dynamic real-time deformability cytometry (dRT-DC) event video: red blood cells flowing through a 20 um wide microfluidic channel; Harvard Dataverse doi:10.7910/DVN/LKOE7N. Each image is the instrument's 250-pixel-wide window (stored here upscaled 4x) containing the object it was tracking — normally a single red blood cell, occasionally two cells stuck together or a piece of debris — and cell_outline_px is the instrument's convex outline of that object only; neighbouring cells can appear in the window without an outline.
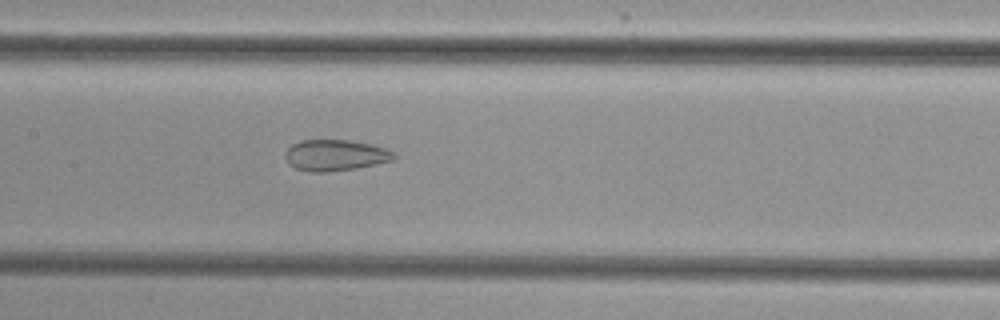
{"species": "common noctule bat (a hibernating species)", "species_latin": "Nyctalus noctula", "temperature_condition": "cold", "stored_images_in_passage": 52, "camera_frame_rate_fps": 3000, "um_per_image_px": 0.085, "animal": {"sex": "female", "body_mass_g": 29.2, "forearm_length_mm": 56.3}, "frame": {"image": 1, "passage_image": 25, "time_ms": 8.0, "image_size_px": [1000, 320], "cell_outline_px": [[396, 160], [356, 168], [328, 172], [312, 172], [296, 168], [288, 164], [284, 156], [284, 152], [292, 144], [300, 140], [348, 140], [372, 144], [388, 148], [396, 152]], "centroid_in_image_um": [28.53, 13.19], "position_along_channel_um": 178.9, "area_um2": 20.06}}
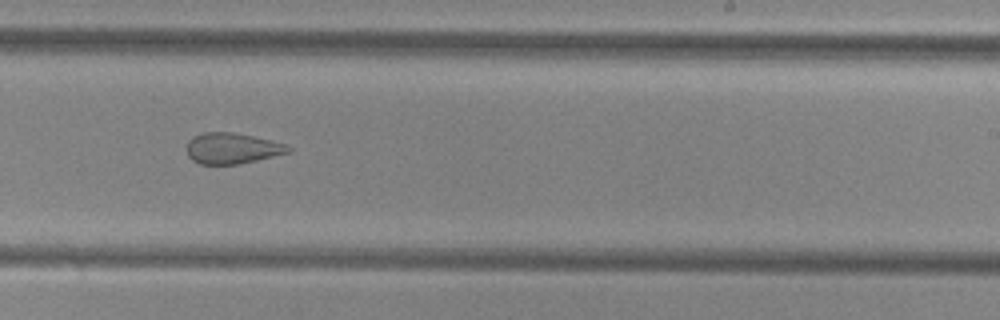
{"frame": {"image": 2, "passage_image": 32, "time_ms": 10.333, "image_size_px": [1000, 320], "cell_outline_px": [[292, 152], [256, 160], [236, 164], [200, 164], [192, 160], [188, 156], [188, 140], [192, 136], [204, 132], [232, 132], [272, 140], [288, 144], [292, 148]], "centroid_in_image_um": [19.76, 12.6], "position_along_channel_um": 269.2, "area_um2": 18.32}}
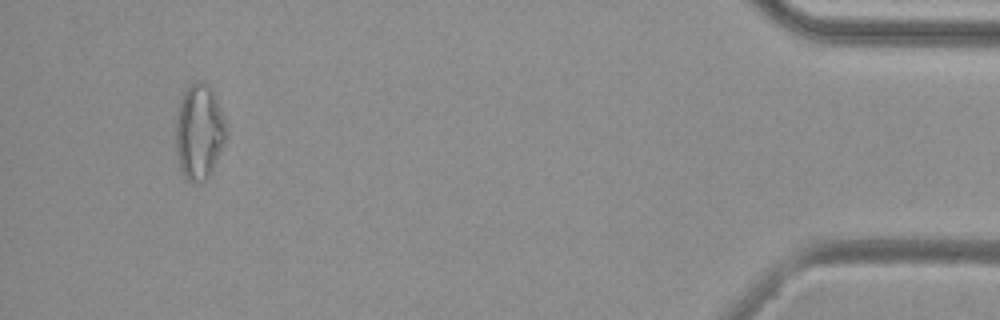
{"frame": {"image": 3, "passage_image": 49, "time_ms": 16.0, "image_size_px": [1000, 320], "cell_outline_px": [[228, 136], [208, 176], [204, 180], [196, 184], [192, 184], [180, 172], [176, 156], [176, 116], [180, 100], [188, 84], [196, 80], [204, 80], [208, 84], [216, 96], [224, 116], [228, 128]], "centroid_in_image_um": [16.93, 11.18], "position_along_channel_um": 418.3, "area_um2": 28.67}}